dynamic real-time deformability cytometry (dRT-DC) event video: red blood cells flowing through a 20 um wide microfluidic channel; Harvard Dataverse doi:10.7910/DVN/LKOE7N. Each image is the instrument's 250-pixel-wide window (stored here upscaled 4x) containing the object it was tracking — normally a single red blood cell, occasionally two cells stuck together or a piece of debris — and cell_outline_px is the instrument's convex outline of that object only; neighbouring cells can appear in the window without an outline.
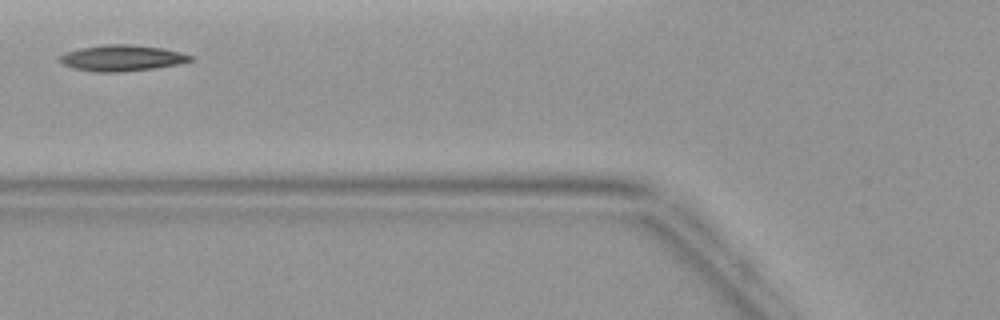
{"species": "common noctule bat (a hibernating species)", "species_latin": "Nyctalus noctula", "temperature_condition": "warm", "stored_images_in_passage": 2, "camera_frame_rate_fps": 3000, "um_per_image_px": 0.085, "animal": {"sex": "female", "body_mass_g": 19.9}, "frame": {"image": 1, "passage_image": 2, "time_ms": 1.0, "image_size_px": [1000, 320], "cell_outline_px": [[196, 60], [180, 64], [152, 68], [120, 72], [96, 72], [72, 68], [56, 60], [56, 56], [64, 52], [80, 48], [108, 44], [132, 44], [164, 48], [196, 56]], "centroid_in_image_um": [10.37, 4.93], "position_along_channel_um": 115.4, "area_um2": 20.23}}